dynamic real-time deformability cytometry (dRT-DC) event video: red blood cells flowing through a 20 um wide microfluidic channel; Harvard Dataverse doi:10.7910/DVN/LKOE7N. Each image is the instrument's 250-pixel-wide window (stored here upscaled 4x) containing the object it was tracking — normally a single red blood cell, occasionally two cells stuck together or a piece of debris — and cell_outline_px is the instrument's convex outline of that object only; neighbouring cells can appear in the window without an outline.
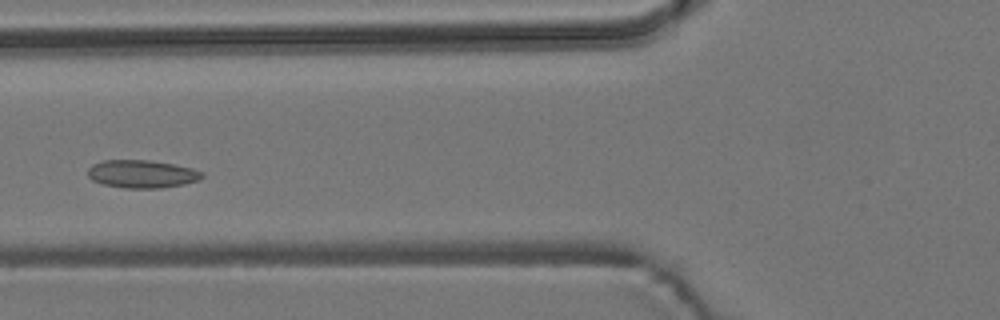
{"species": "common noctule bat (a hibernating species)", "species_latin": "Nyctalus noctula", "temperature_condition": "room temperature", "stored_images_in_passage": 5, "camera_frame_rate_fps": 3000, "um_per_image_px": 0.085, "animal": {"sex": "male", "body_mass_g": 19.2, "forearm_length_mm": 51.8}, "frame": {"image": 1, "passage_image": 5, "time_ms": 1.333, "image_size_px": [1000, 320], "cell_outline_px": [[204, 176], [200, 180], [184, 184], [160, 188], [124, 188], [104, 184], [92, 180], [88, 176], [88, 168], [92, 164], [104, 160], [148, 160], [172, 164], [192, 168], [204, 172]], "centroid_in_image_um": [12.08, 14.79], "position_along_channel_um": 113.7, "area_um2": 18.61}}